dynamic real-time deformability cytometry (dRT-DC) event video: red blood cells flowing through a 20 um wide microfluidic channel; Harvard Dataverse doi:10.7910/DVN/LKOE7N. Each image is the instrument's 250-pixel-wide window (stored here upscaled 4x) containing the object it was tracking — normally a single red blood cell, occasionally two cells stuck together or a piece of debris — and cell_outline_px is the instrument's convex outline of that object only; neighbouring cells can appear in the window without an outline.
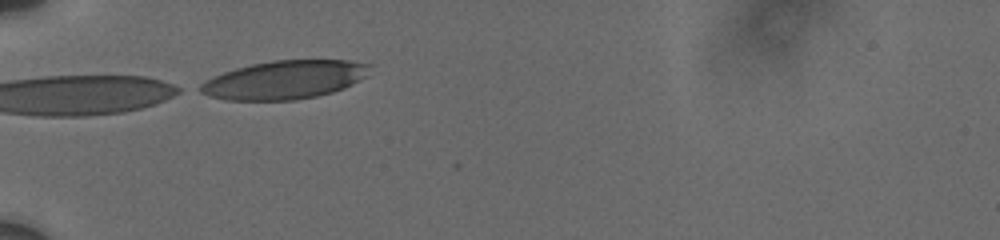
{"species": "human", "species_latin": "Homo sapiens", "temperature_condition": "cold", "stored_images_in_passage": 4, "camera_frame_rate_fps": 3000, "um_per_image_px": 0.085, "donor": {"sex": "male"}, "frame": {"image": 1, "passage_image": 1, "time_ms": 0.0, "image_size_px": [1000, 240], "cell_outline_px": [[372, 64], [368, 76], [344, 88], [332, 92], [316, 96], [292, 100], [228, 100], [208, 96], [192, 88], [212, 76], [236, 68], [252, 64], [272, 60], [348, 60]], "centroid_in_image_um": [24.15, 6.78], "position_along_channel_um": 60.8, "area_um2": 38.32}}
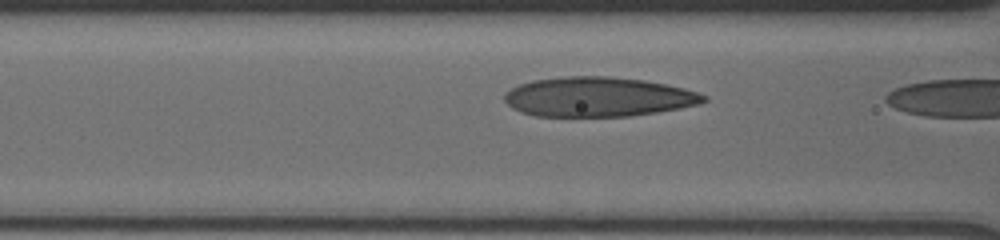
{"frame": {"image": 2, "passage_image": 3, "time_ms": 1.0, "image_size_px": [1000, 240], "cell_outline_px": [[708, 100], [700, 104], [680, 108], [656, 112], [628, 116], [536, 116], [520, 112], [512, 108], [504, 100], [504, 96], [512, 88], [520, 84], [532, 80], [564, 76], [608, 76], [644, 80], [684, 88], [708, 96]], "centroid_in_image_um": [50.84, 8.23], "position_along_channel_um": 115.8, "area_um2": 45.89}}